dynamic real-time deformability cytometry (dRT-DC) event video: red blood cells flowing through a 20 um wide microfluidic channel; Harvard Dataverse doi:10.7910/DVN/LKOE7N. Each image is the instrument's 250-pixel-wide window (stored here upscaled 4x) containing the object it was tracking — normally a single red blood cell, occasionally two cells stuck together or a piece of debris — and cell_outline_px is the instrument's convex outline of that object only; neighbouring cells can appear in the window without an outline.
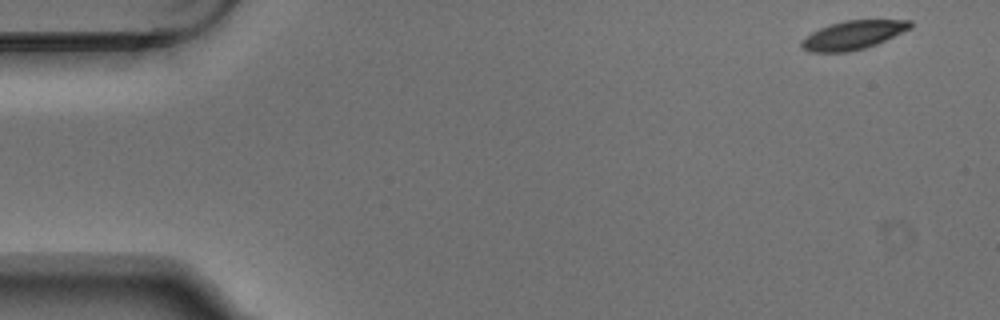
{"species": "Egyptian fruit bat (a non-hibernating species)", "species_latin": "Rousettus aegyptiacus", "temperature_condition": "warm", "stored_images_in_passage": 4, "camera_frame_rate_fps": 3000, "um_per_image_px": 0.085, "animal": {"sex": "male"}, "frame": {"image": 1, "passage_image": 1, "time_ms": 0.0, "image_size_px": [1000, 320], "cell_outline_px": [[912, 28], [876, 44], [864, 48], [848, 52], [812, 52], [804, 48], [800, 44], [800, 40], [812, 32], [820, 28], [844, 20], [912, 20]], "centroid_in_image_um": [72.52, 2.97], "position_along_channel_um": 12.5, "area_um2": 18.03}}